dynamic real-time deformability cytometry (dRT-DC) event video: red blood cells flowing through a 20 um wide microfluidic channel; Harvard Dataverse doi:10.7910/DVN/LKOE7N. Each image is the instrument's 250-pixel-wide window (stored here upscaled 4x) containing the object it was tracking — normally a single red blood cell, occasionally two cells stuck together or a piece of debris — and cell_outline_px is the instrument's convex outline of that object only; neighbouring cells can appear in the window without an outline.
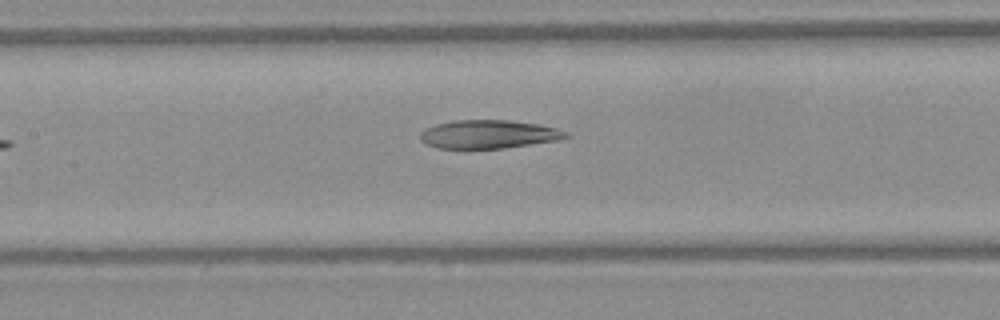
{"species": "Egyptian fruit bat (a non-hibernating species)", "species_latin": "Rousettus aegyptiacus", "temperature_condition": "warm", "stored_images_in_passage": 5, "camera_frame_rate_fps": 3000, "um_per_image_px": 0.085, "frame": {"image": 1, "passage_image": 5, "time_ms": 1.333, "image_size_px": [1000, 320], "cell_outline_px": [[572, 136], [560, 140], [504, 148], [436, 148], [420, 140], [420, 132], [424, 128], [436, 124], [456, 120], [512, 120], [540, 124], [556, 128], [568, 132]], "centroid_in_image_um": [41.57, 11.4], "position_along_channel_um": 165.8, "area_um2": 24.33}}